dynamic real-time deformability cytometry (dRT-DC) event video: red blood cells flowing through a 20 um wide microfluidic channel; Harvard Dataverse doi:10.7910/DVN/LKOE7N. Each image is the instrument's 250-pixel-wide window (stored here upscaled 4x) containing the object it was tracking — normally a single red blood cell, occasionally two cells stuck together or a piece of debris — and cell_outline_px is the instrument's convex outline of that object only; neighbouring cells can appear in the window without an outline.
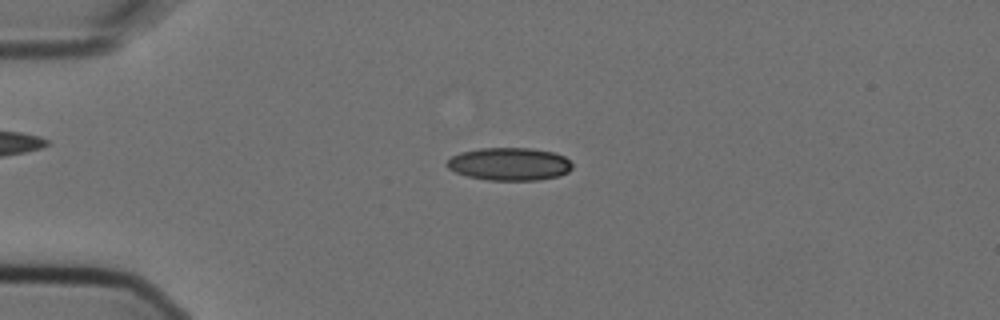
{"species": "Egyptian fruit bat (a non-hibernating species)", "species_latin": "Rousettus aegyptiacus", "temperature_condition": "cold", "stored_images_in_passage": 3, "camera_frame_rate_fps": 3000, "um_per_image_px": 0.085, "animal": {"sex": "female"}, "frame": {"image": 1, "passage_image": 2, "time_ms": 0.333, "image_size_px": [1000, 320], "cell_outline_px": [[572, 168], [568, 172], [560, 176], [540, 180], [488, 180], [468, 176], [456, 172], [448, 168], [444, 164], [452, 156], [460, 152], [480, 148], [532, 148], [552, 152], [564, 156], [572, 164]], "centroid_in_image_um": [43.3, 13.94], "position_along_channel_um": 41.7, "area_um2": 24.04}}